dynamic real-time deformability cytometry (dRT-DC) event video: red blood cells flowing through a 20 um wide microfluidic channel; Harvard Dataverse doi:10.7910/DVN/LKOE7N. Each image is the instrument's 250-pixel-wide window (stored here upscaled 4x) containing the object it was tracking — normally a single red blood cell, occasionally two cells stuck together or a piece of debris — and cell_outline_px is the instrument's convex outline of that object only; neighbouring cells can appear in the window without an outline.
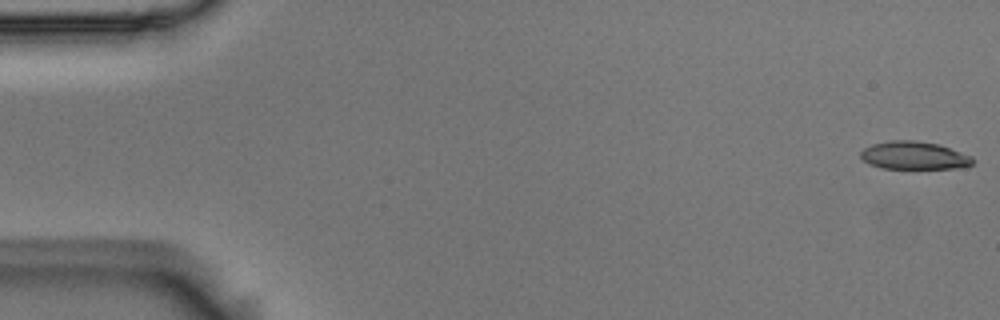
{"species": "Egyptian fruit bat (a non-hibernating species)", "species_latin": "Rousettus aegyptiacus", "temperature_condition": "room temperature", "stored_images_in_passage": 55, "camera_frame_rate_fps": 3000, "um_per_image_px": 0.085, "animal": {"sex": "male"}, "frame": {"image": 1, "passage_image": 1, "time_ms": 0.0, "image_size_px": [1000, 320], "cell_outline_px": [[972, 164], [956, 168], [880, 168], [868, 164], [860, 156], [860, 152], [864, 148], [872, 144], [892, 140], [916, 140], [940, 144], [972, 156]], "centroid_in_image_um": [77.66, 13.2], "position_along_channel_um": 7.3, "area_um2": 18.21}}
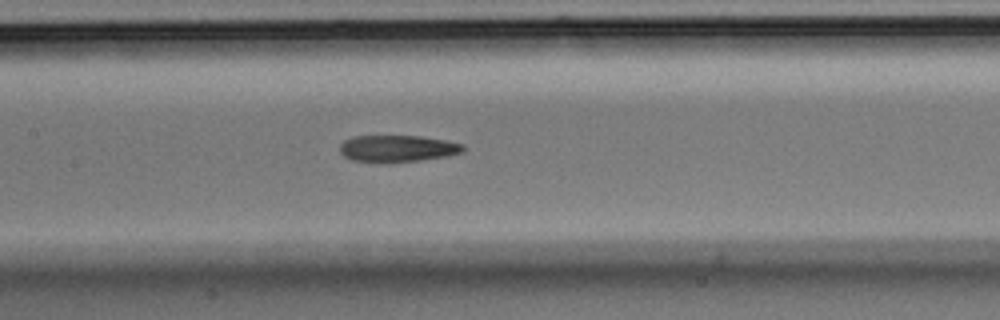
{"frame": {"image": 2, "passage_image": 26, "time_ms": 8.333, "image_size_px": [1000, 320], "cell_outline_px": [[464, 152], [448, 156], [420, 160], [388, 164], [352, 160], [344, 156], [340, 152], [340, 144], [344, 140], [352, 136], [420, 136], [444, 140], [464, 144]], "centroid_in_image_um": [33.77, 12.64], "position_along_channel_um": 173.6, "area_um2": 19.59}}
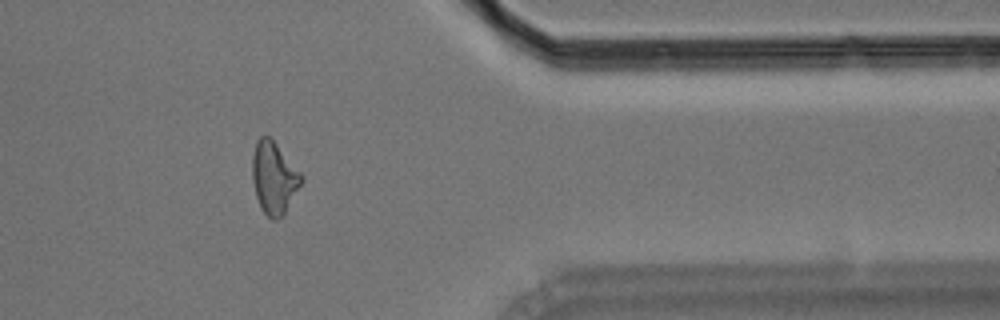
{"frame": {"image": 3, "passage_image": 45, "time_ms": 14.667, "image_size_px": [1000, 320], "cell_outline_px": [[304, 180], [284, 212], [276, 220], [272, 220], [264, 212], [256, 196], [252, 180], [252, 156], [256, 140], [260, 136], [268, 136], [276, 144], [304, 176]], "centroid_in_image_um": [23.28, 15.09], "position_along_channel_um": 388.1, "area_um2": 20.29}, "authors_computed_cell_mechanics": {"area_um2": 19.8254, "velocity_mm_per_s": 3.6617, "shape_relaxation_time_tau1_ms": 9.6503, "shape_relaxation_time_tau2_ms": 5.0872, "deformation_change_tau1": 0.2268, "deformation_change_tau2": 0.1687}}